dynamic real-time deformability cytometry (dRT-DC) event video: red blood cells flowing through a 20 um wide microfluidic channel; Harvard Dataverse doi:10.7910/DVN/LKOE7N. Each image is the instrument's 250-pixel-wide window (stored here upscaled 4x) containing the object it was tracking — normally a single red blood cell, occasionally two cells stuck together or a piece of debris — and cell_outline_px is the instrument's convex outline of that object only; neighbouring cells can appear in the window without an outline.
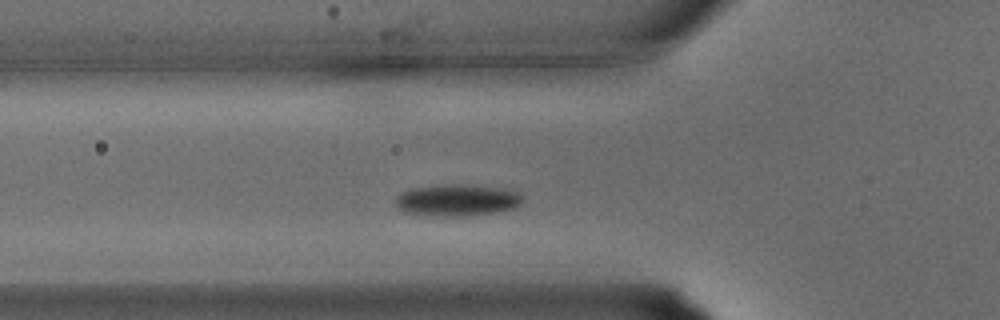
{"species": "common noctule bat (a hibernating species)", "species_latin": "Nyctalus noctula", "temperature_condition": "warm", "stored_images_in_passage": 21, "camera_frame_rate_fps": 3000, "um_per_image_px": 0.085, "animal": {"sex": "male", "body_mass_g": 15.6}, "frame": {"image": 1, "passage_image": 3, "time_ms": 0.667, "image_size_px": [1000, 320], "cell_outline_px": [[524, 200], [516, 208], [500, 212], [472, 216], [424, 216], [408, 212], [400, 208], [396, 204], [396, 196], [400, 192], [408, 188], [456, 184], [460, 184], [504, 188], [516, 192], [524, 196]], "centroid_in_image_um": [38.9, 17.03], "position_along_channel_um": 86.9, "area_um2": 23.87}}
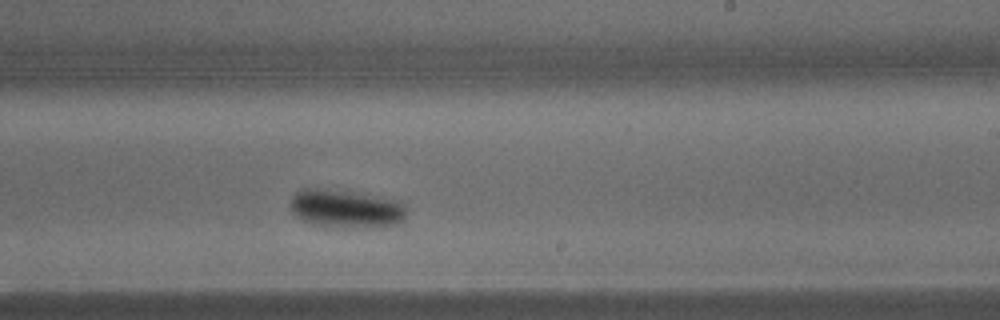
{"frame": {"image": 2, "passage_image": 12, "time_ms": 3.667, "image_size_px": [1000, 320], "cell_outline_px": [[404, 220], [396, 224], [372, 228], [324, 228], [300, 220], [292, 212], [288, 204], [292, 196], [296, 192], [304, 188], [316, 188], [348, 192], [400, 200], [404, 204]], "centroid_in_image_um": [29.34, 17.78], "position_along_channel_um": 259.7, "area_um2": 26.36}}
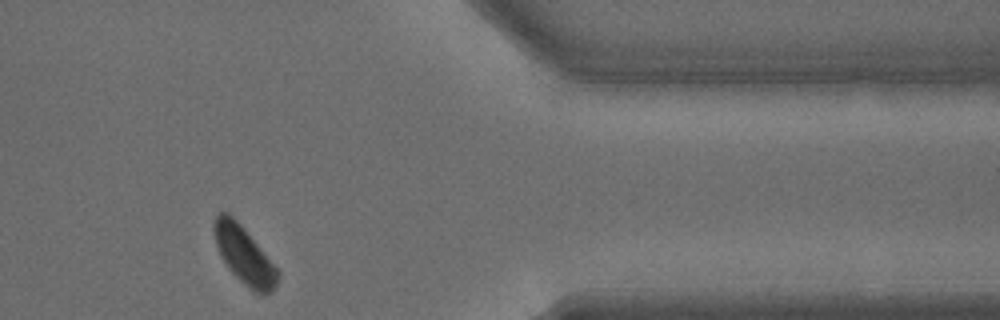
{"frame": {"image": 3, "passage_image": 20, "time_ms": 6.333, "image_size_px": [1000, 320], "cell_outline_px": [[280, 276], [272, 292], [252, 292], [228, 268], [220, 256], [216, 244], [212, 228], [212, 224], [216, 216], [220, 212], [228, 212], [244, 228], [280, 272]], "centroid_in_image_um": [20.73, 21.67], "position_along_channel_um": 390.7, "area_um2": 21.1}}